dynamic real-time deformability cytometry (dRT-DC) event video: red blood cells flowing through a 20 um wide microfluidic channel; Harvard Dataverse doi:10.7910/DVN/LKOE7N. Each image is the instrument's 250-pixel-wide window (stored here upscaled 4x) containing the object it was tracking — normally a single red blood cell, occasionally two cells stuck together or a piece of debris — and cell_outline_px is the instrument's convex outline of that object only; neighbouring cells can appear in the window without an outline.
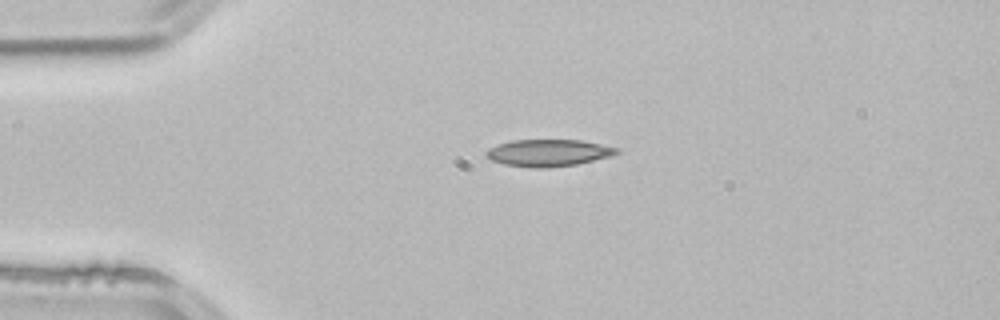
{"species": "common noctule bat (a hibernating species)", "species_latin": "Nyctalus noctula", "temperature_condition": "room temperature", "stored_images_in_passage": 2, "camera_frame_rate_fps": 3000, "um_per_image_px": 0.085, "animal": {"sex": "male", "body_mass_g": 21.5, "forearm_length_mm": 52.0}, "frame": {"image": 1, "passage_image": 1, "time_ms": 0.0, "image_size_px": [1000, 320], "cell_outline_px": [[620, 152], [612, 156], [576, 164], [544, 168], [532, 168], [504, 164], [492, 160], [484, 156], [484, 152], [488, 148], [512, 140], [580, 140], [620, 148]], "centroid_in_image_um": [46.61, 12.99], "position_along_channel_um": 38.4, "area_um2": 20.52}}
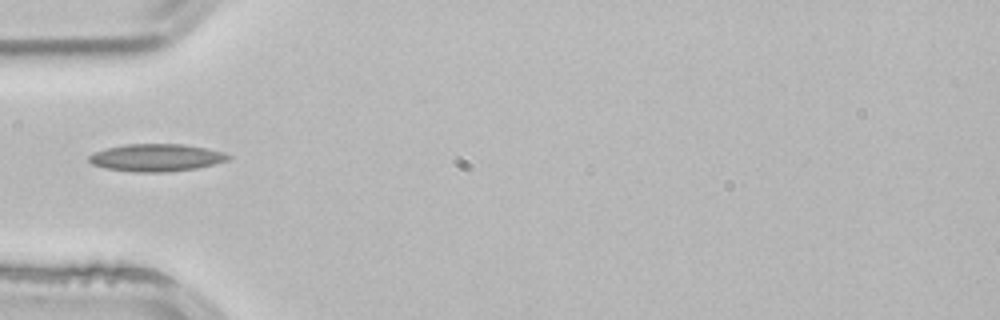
{"frame": {"image": 2, "passage_image": 2, "time_ms": 0.333, "image_size_px": [1000, 320], "cell_outline_px": [[232, 156], [228, 160], [196, 168], [164, 172], [136, 172], [108, 168], [92, 164], [88, 160], [88, 156], [96, 152], [108, 148], [128, 144], [184, 144], [224, 152]], "centroid_in_image_um": [13.3, 13.39], "position_along_channel_um": 71.7, "area_um2": 21.91}}